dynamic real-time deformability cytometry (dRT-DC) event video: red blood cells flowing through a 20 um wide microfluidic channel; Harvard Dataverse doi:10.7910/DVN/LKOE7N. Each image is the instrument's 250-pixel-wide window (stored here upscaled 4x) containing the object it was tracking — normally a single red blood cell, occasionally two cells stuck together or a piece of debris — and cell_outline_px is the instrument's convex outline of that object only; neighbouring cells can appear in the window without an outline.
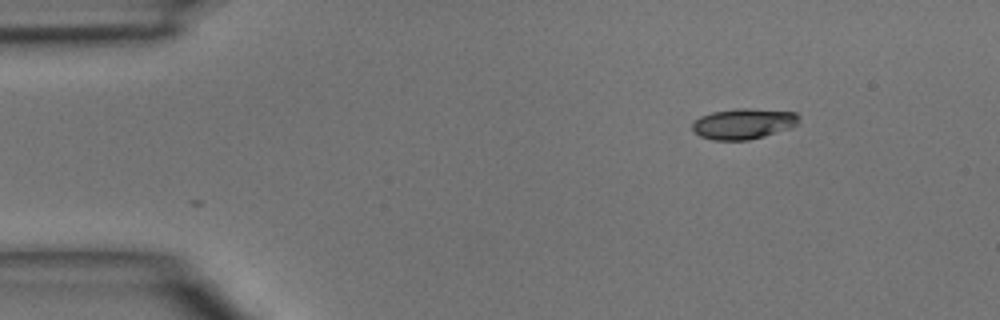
{"species": "common noctule bat (a hibernating species)", "species_latin": "Nyctalus noctula", "temperature_condition": "room temperature", "stored_images_in_passage": 3, "camera_frame_rate_fps": 3000, "um_per_image_px": 0.085, "animal": {"sex": "male", "body_mass_g": 15.6}, "frame": {"image": 1, "passage_image": 1, "time_ms": 0.0, "image_size_px": [1000, 320], "cell_outline_px": [[800, 120], [792, 128], [764, 136], [748, 140], [712, 140], [700, 136], [692, 128], [692, 124], [700, 116], [712, 112], [740, 108], [748, 108], [796, 112], [800, 116]], "centroid_in_image_um": [63.23, 10.51], "position_along_channel_um": 21.8, "area_um2": 19.07}}
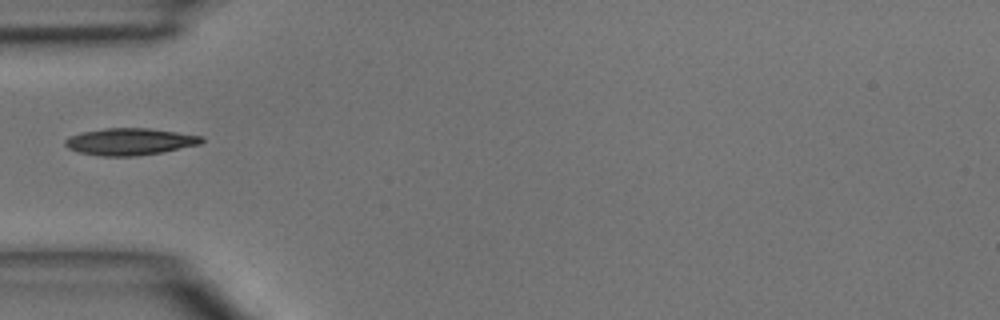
{"frame": {"image": 2, "passage_image": 3, "time_ms": 3.0, "image_size_px": [1000, 320], "cell_outline_px": [[204, 140], [200, 144], [160, 152], [136, 156], [100, 156], [80, 152], [68, 148], [64, 144], [64, 140], [68, 136], [80, 132], [104, 128], [148, 128], [204, 136]], "centroid_in_image_um": [11.0, 12.03], "position_along_channel_um": 74.0, "area_um2": 21.39}}